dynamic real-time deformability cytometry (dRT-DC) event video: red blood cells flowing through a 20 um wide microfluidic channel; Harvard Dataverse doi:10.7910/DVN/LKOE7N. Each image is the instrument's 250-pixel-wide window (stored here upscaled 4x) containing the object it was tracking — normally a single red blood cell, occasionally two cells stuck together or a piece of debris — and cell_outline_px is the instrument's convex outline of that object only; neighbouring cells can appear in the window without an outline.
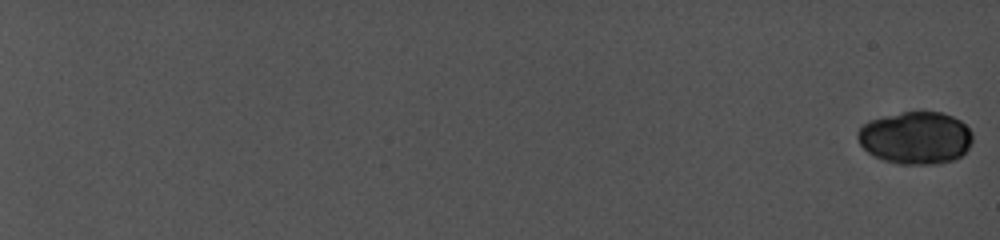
{"species": "common noctule bat (a hibernating species)", "species_latin": "Nyctalus noctula", "temperature_condition": "cold", "stored_images_in_passage": 17, "camera_frame_rate_fps": 5000, "um_per_image_px": 0.085, "animal": {"sex": "female", "body_mass_g": 19.0, "forearm_length_mm": 56.7}, "frame": {"image": 1, "passage_image": 1, "time_ms": 0.0, "image_size_px": [1000, 240], "cell_outline_px": [[972, 140], [968, 148], [960, 156], [952, 160], [936, 164], [900, 164], [884, 160], [868, 152], [860, 144], [856, 136], [856, 132], [868, 120], [884, 116], [904, 112], [940, 112], [952, 116], [960, 120], [972, 132]], "centroid_in_image_um": [77.81, 11.71], "position_along_channel_um": 7.2, "area_um2": 35.03}}